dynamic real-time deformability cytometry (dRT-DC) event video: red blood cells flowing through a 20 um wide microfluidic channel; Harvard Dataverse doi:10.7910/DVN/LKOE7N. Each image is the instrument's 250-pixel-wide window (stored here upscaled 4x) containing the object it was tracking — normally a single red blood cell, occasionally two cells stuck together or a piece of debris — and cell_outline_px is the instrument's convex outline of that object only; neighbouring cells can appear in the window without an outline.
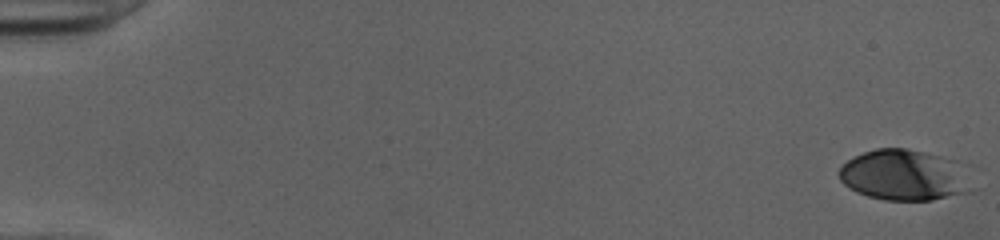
{"species": "human", "species_latin": "Homo sapiens", "temperature_condition": "cold", "stored_images_in_passage": 52, "camera_frame_rate_fps": 3000, "um_per_image_px": 0.085, "donor": {"sex": "female"}, "frame": {"image": 1, "passage_image": 1, "time_ms": 0.0, "image_size_px": [1000, 240], "cell_outline_px": [[968, 192], [932, 200], [884, 200], [868, 196], [856, 192], [844, 184], [840, 180], [840, 168], [848, 160], [864, 152], [876, 148], [908, 148], [940, 156], [952, 160]], "centroid_in_image_um": [76.67, 14.89], "position_along_channel_um": 8.3, "area_um2": 37.69}}
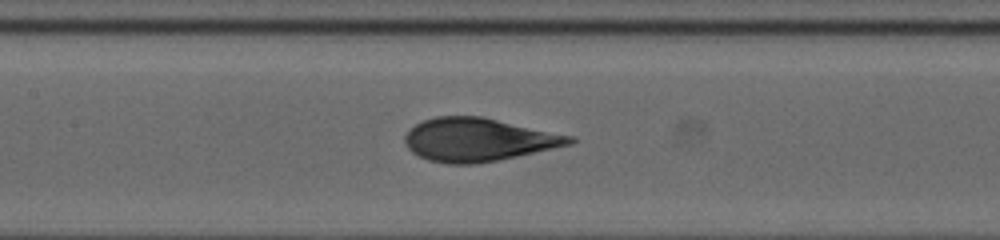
{"frame": {"image": 2, "passage_image": 26, "time_ms": 8.333, "image_size_px": [1000, 240], "cell_outline_px": [[576, 140], [572, 144], [516, 156], [476, 164], [448, 164], [428, 160], [412, 152], [408, 148], [404, 140], [404, 136], [416, 124], [424, 120], [436, 116], [480, 116], [572, 136]], "centroid_in_image_um": [40.62, 11.88], "position_along_channel_um": 166.8, "area_um2": 40.98}}
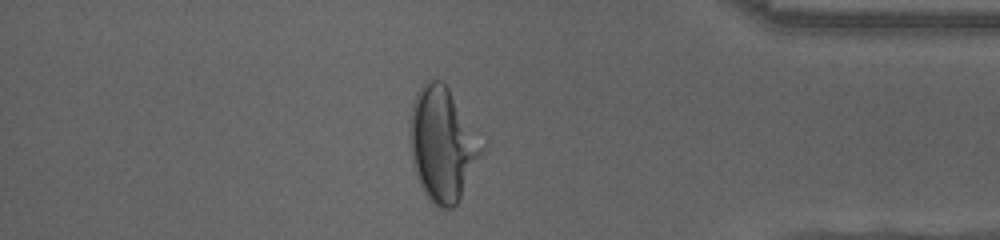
{"frame": {"image": 3, "passage_image": 45, "time_ms": 14.667, "image_size_px": [1000, 240], "cell_outline_px": [[484, 148], [456, 204], [452, 208], [440, 208], [424, 192], [420, 184], [416, 172], [412, 156], [412, 104], [416, 92], [428, 80], [440, 80], [448, 88], [484, 144]], "centroid_in_image_um": [37.62, 12.24], "position_along_channel_um": 397.6, "area_um2": 45.78}, "authors_computed_cell_mechanics": {"area_um2": 40.9802, "velocity_mm_per_s": 4.0273, "shape_relaxation_time_tau1_ms": 6.9845, "shape_relaxation_time_tau2_ms": null, "deformation_change_tau1": 0.2591, "deformation_change_tau2": null}}